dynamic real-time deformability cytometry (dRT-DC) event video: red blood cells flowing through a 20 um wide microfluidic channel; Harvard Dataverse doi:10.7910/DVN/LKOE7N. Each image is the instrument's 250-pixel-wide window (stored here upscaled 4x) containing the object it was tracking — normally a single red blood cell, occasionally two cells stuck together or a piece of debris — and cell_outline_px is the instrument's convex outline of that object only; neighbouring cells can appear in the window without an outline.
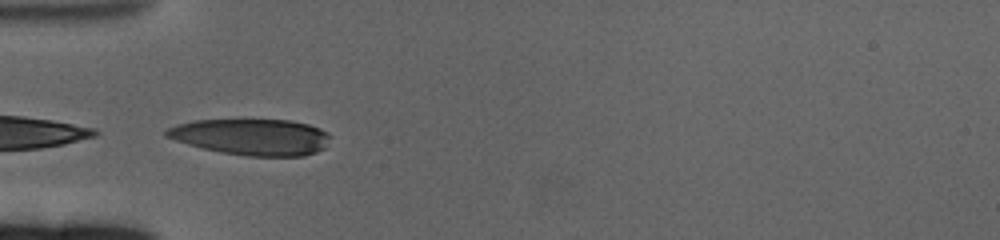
{"species": "human", "species_latin": "Homo sapiens", "temperature_condition": "cold", "stored_images_in_passage": 16, "camera_frame_rate_fps": 3000, "um_per_image_px": 0.085, "donor": {"sex": "female"}, "frame": {"image": 1, "passage_image": 1, "time_ms": 0.0, "image_size_px": [1000, 240], "cell_outline_px": [[332, 136], [324, 148], [316, 152], [304, 156], [248, 156], [220, 152], [200, 148], [164, 136], [164, 132], [168, 128], [176, 124], [196, 120], [292, 120], [308, 124], [320, 128], [328, 132]], "centroid_in_image_um": [21.41, 11.64], "position_along_channel_um": 63.6, "area_um2": 34.8}}
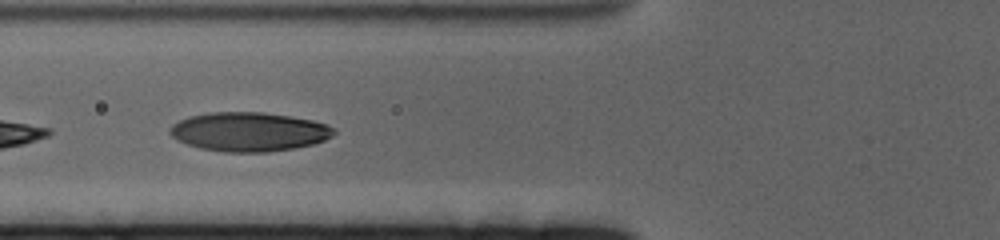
{"frame": {"image": 2, "passage_image": 5, "time_ms": 1.333, "image_size_px": [1000, 240], "cell_outline_px": [[336, 132], [332, 136], [324, 140], [312, 144], [292, 148], [268, 152], [224, 152], [200, 148], [176, 140], [168, 132], [172, 124], [188, 116], [208, 112], [264, 112], [312, 120], [328, 124], [336, 128]], "centroid_in_image_um": [21.15, 11.19], "position_along_channel_um": 104.7, "area_um2": 37.45}}
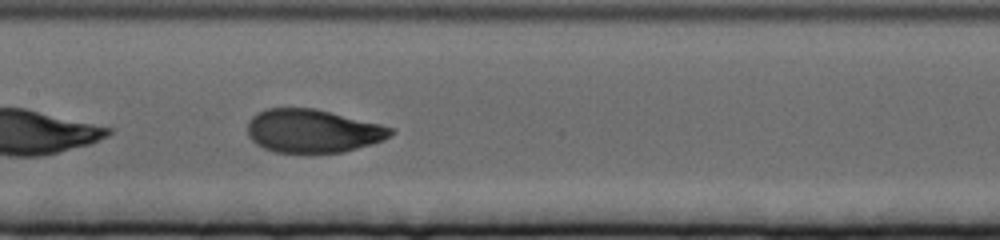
{"frame": {"image": 3, "passage_image": 12, "time_ms": 3.667, "image_size_px": [1000, 240], "cell_outline_px": [[396, 132], [392, 136], [384, 140], [344, 152], [308, 156], [304, 156], [276, 152], [264, 148], [256, 144], [248, 136], [248, 120], [252, 116], [268, 108], [316, 108], [396, 128]], "centroid_in_image_um": [26.61, 11.18], "position_along_channel_um": 180.8, "area_um2": 37.28}}